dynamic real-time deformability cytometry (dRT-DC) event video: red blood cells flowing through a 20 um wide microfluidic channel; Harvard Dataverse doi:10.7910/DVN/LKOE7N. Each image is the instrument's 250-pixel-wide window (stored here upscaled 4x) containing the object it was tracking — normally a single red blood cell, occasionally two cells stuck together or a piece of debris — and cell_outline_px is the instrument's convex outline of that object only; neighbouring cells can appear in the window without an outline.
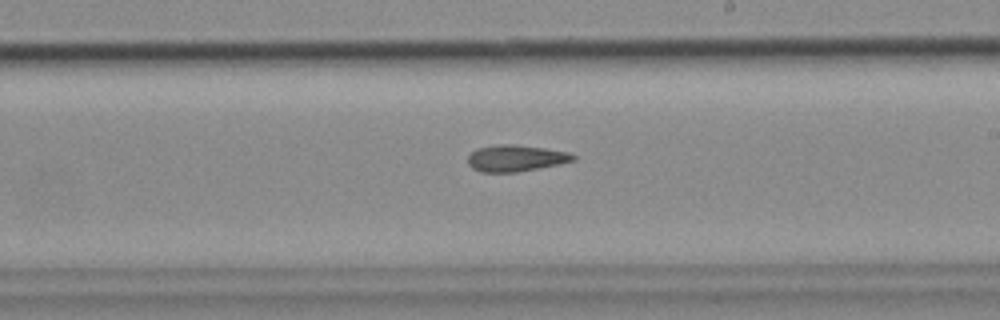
{"species": "common noctule bat (a hibernating species)", "species_latin": "Nyctalus noctula", "temperature_condition": "cold", "stored_images_in_passage": 10, "segment_of_instrument_passage": [2, 2], "camera_frame_rate_fps": 3000, "um_per_image_px": 0.085, "animal": {"sex": "female", "body_mass_g": 18.4}, "frame": {"image": 1, "passage_image": 10, "time_ms": 3.0, "image_size_px": [1000, 320], "cell_outline_px": [[576, 160], [560, 164], [540, 168], [516, 172], [480, 172], [472, 168], [468, 164], [468, 156], [476, 148], [500, 144], [512, 144], [544, 148], [568, 152], [576, 156]], "centroid_in_image_um": [43.84, 13.45], "position_along_channel_um": 245.2, "area_um2": 16.3}}